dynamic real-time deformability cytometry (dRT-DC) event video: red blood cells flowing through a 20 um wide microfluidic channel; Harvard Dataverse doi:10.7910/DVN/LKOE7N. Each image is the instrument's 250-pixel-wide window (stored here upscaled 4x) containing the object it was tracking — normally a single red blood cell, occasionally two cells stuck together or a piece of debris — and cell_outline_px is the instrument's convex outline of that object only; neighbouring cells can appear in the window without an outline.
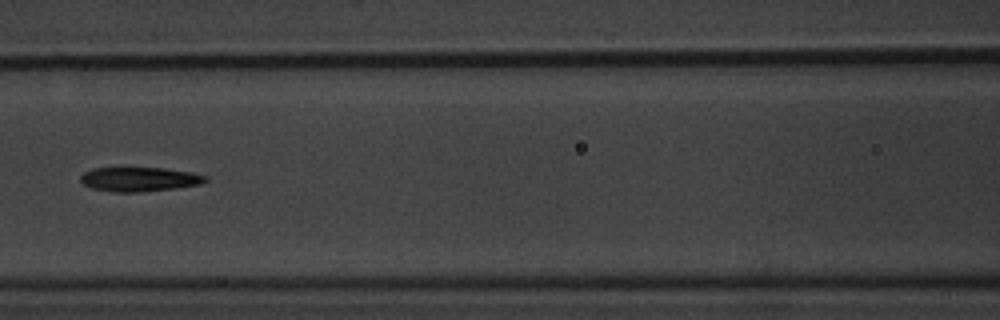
{"species": "common noctule bat (a hibernating species)", "species_latin": "Nyctalus noctula", "temperature_condition": "warm", "stored_images_in_passage": 7, "camera_frame_rate_fps": 3000, "um_per_image_px": 0.085, "animal": {"sex": "male", "body_mass_g": 20.1, "forearm_length_mm": 53.5}, "frame": {"image": 1, "passage_image": 7, "time_ms": 7.0, "image_size_px": [1000, 320], "cell_outline_px": [[208, 180], [200, 184], [176, 188], [140, 192], [112, 192], [92, 188], [84, 184], [80, 180], [80, 176], [84, 172], [92, 168], [128, 164], [164, 168], [192, 172], [208, 176]], "centroid_in_image_um": [11.81, 15.18], "position_along_channel_um": 154.8, "area_um2": 18.79}}